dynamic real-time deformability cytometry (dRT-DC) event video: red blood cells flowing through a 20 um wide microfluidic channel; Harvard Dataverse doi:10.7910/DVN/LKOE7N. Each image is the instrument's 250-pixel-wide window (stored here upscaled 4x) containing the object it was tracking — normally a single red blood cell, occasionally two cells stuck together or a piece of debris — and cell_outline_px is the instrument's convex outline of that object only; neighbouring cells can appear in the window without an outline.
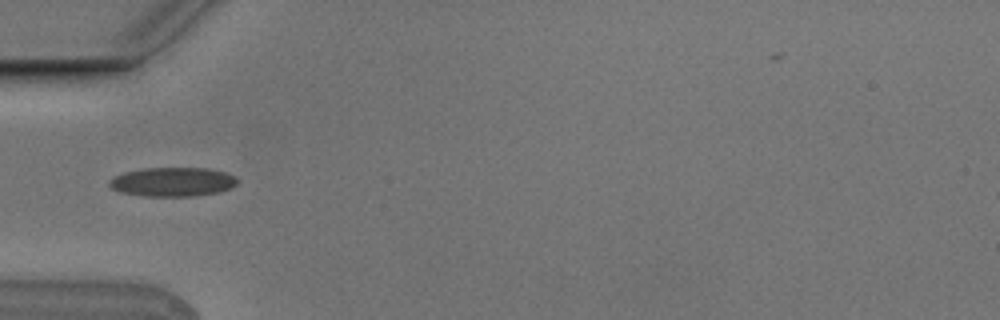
{"species": "Egyptian fruit bat (a non-hibernating species)", "species_latin": "Rousettus aegyptiacus", "temperature_condition": "cold", "stored_images_in_passage": 8, "camera_frame_rate_fps": 3000, "um_per_image_px": 0.085, "animal": {"sex": "male"}, "frame": {"image": 1, "passage_image": 6, "time_ms": 1.667, "image_size_px": [1000, 320], "cell_outline_px": [[236, 184], [232, 188], [220, 192], [192, 196], [144, 196], [120, 192], [112, 188], [108, 184], [108, 180], [112, 176], [124, 172], [144, 168], [208, 168], [224, 172], [236, 176]], "centroid_in_image_um": [14.65, 15.46], "position_along_channel_um": 70.3, "area_um2": 21.85}}
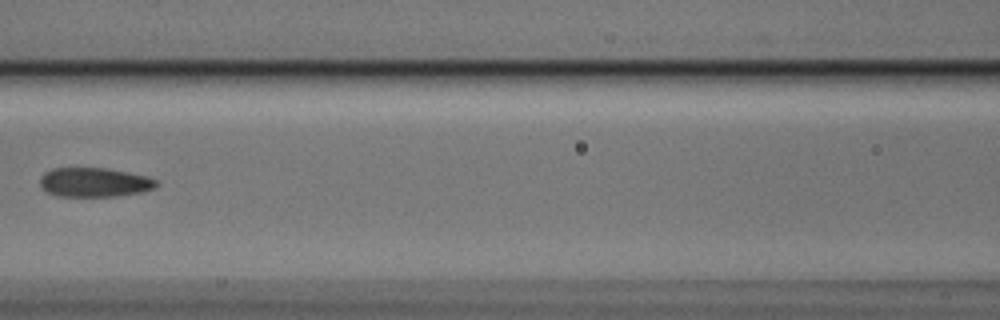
{"frame": {"image": 2, "passage_image": 8, "time_ms": 2.333, "image_size_px": [1000, 320], "cell_outline_px": [[160, 184], [156, 188], [140, 192], [116, 196], [56, 196], [48, 192], [40, 184], [40, 176], [44, 172], [52, 168], [108, 168], [128, 172], [144, 176], [156, 180]], "centroid_in_image_um": [8.02, 15.49], "position_along_channel_um": 158.6, "area_um2": 19.83}}